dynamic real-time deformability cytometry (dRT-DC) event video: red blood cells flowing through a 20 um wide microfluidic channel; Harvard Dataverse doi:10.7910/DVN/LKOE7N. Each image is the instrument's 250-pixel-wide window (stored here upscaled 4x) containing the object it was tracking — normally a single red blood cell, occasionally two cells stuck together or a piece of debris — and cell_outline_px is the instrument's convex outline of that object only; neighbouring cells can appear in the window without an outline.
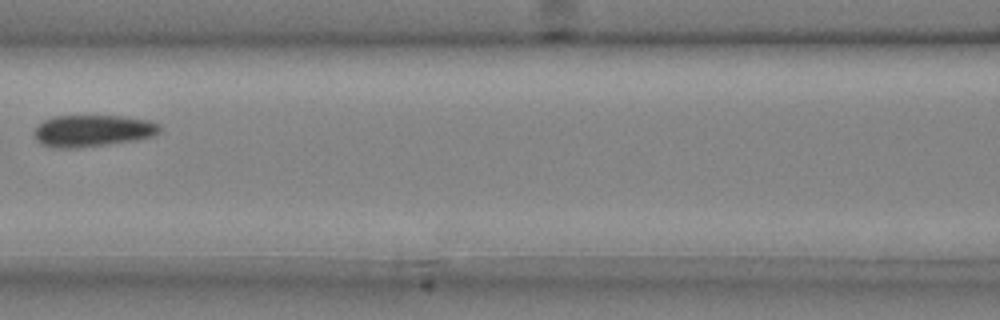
{"species": "common noctule bat (a hibernating species)", "species_latin": "Nyctalus noctula", "temperature_condition": "cold", "stored_images_in_passage": 4, "camera_frame_rate_fps": 3000, "um_per_image_px": 0.085, "animal": {"sex": "male", "body_mass_g": 20.4}, "frame": {"image": 1, "passage_image": 3, "time_ms": 0.667, "image_size_px": [1000, 320], "cell_outline_px": [[160, 132], [156, 136], [136, 140], [72, 148], [52, 148], [40, 144], [36, 140], [36, 128], [44, 120], [52, 116], [124, 116], [148, 120], [160, 124]], "centroid_in_image_um": [7.9, 11.11], "position_along_channel_um": 158.7, "area_um2": 23.18}}
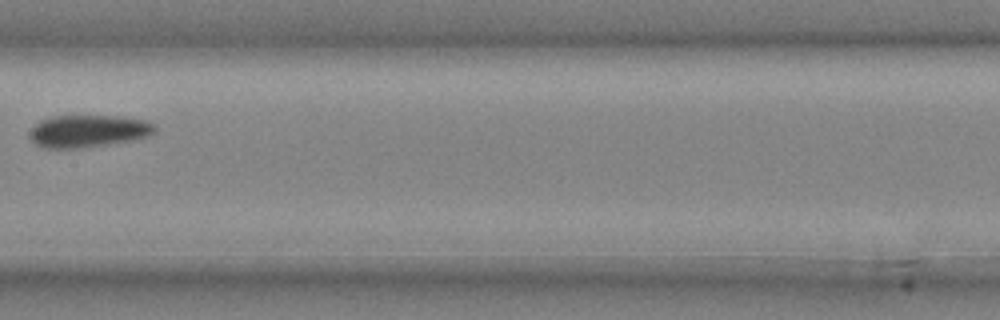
{"frame": {"image": 2, "passage_image": 4, "time_ms": 1.0, "image_size_px": [1000, 320], "cell_outline_px": [[156, 132], [148, 136], [132, 140], [108, 144], [76, 148], [44, 148], [36, 144], [28, 136], [32, 128], [40, 120], [52, 116], [120, 116], [148, 120], [156, 124]], "centroid_in_image_um": [7.53, 11.13], "position_along_channel_um": 199.9, "area_um2": 23.7}}